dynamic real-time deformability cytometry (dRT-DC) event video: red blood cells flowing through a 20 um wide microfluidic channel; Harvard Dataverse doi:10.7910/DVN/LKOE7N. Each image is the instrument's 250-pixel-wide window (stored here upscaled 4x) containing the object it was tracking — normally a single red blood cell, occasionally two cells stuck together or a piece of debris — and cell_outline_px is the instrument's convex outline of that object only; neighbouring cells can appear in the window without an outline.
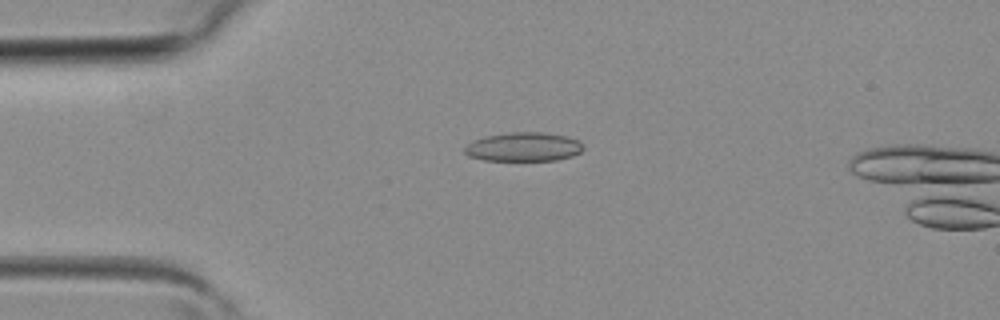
{"species": "common noctule bat (a hibernating species)", "species_latin": "Nyctalus noctula", "temperature_condition": "room temperature", "stored_images_in_passage": 4, "camera_frame_rate_fps": 3000, "um_per_image_px": 0.085, "animal": {"sex": "female", "body_mass_g": 19.3, "forearm_length_mm": 54.1}, "frame": {"image": 1, "passage_image": 3, "time_ms": 0.667, "image_size_px": [1000, 320], "cell_outline_px": [[584, 148], [580, 152], [572, 156], [556, 160], [484, 160], [468, 156], [464, 152], [464, 148], [472, 140], [484, 136], [508, 132], [544, 132], [564, 136], [580, 140]], "centroid_in_image_um": [44.49, 12.47], "position_along_channel_um": 40.5, "area_um2": 20.11}}